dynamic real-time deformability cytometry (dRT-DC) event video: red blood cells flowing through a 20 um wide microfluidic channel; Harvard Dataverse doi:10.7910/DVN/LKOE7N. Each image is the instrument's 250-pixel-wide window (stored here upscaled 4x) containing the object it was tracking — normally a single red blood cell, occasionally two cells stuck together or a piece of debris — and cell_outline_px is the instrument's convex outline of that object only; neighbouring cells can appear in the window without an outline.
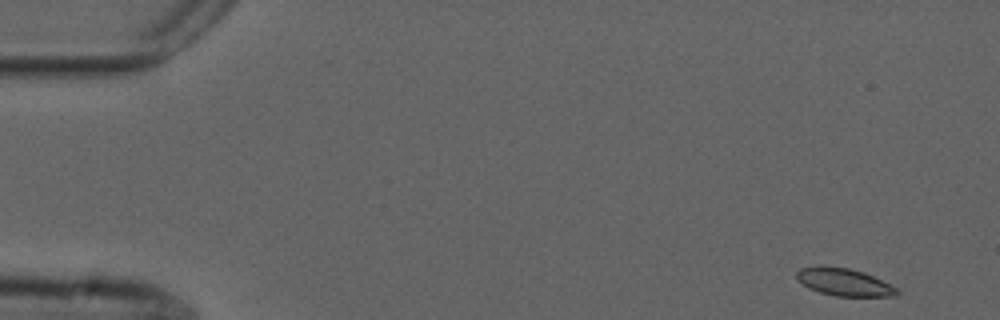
{"species": "common noctule bat (a hibernating species)", "species_latin": "Nyctalus noctula", "temperature_condition": "cold", "stored_images_in_passage": 52, "camera_frame_rate_fps": 3000, "um_per_image_px": 0.085, "animal": {"sex": "male", "forearm_length_mm": 52.5}, "frame": {"image": 1, "passage_image": 1, "time_ms": 0.0, "image_size_px": [1000, 320], "cell_outline_px": [[900, 292], [896, 296], [836, 296], [820, 292], [808, 288], [796, 280], [796, 272], [800, 268], [820, 264], [824, 264], [848, 268], [864, 272], [896, 288]], "centroid_in_image_um": [71.66, 23.95], "position_along_channel_um": 13.3, "area_um2": 16.24}}
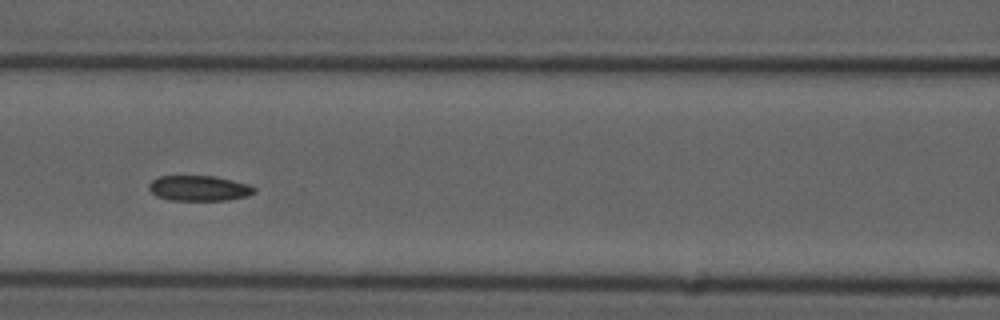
{"frame": {"image": 2, "passage_image": 22, "time_ms": 7.0, "image_size_px": [1000, 320], "cell_outline_px": [[256, 192], [248, 196], [228, 200], [168, 200], [156, 196], [148, 188], [148, 184], [152, 180], [160, 176], [216, 176], [248, 184], [256, 188]], "centroid_in_image_um": [16.92, 16.0], "position_along_channel_um": 149.7, "area_um2": 15.66}}
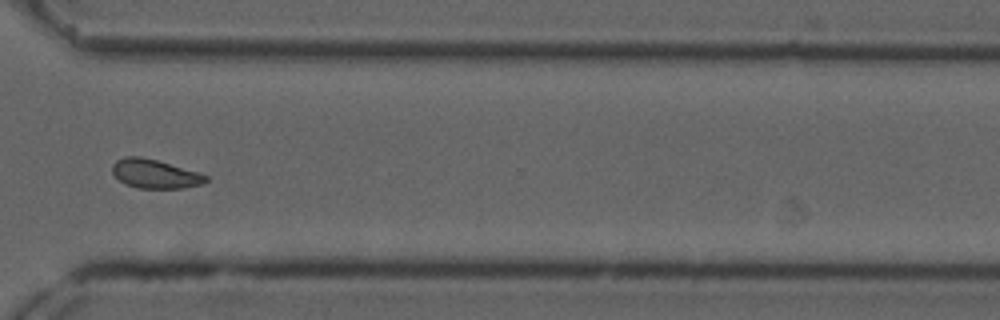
{"frame": {"image": 3, "passage_image": 39, "time_ms": 12.667, "image_size_px": [1000, 320], "cell_outline_px": [[208, 180], [200, 184], [184, 188], [136, 188], [124, 184], [112, 172], [112, 164], [116, 160], [124, 156], [140, 156], [156, 160], [200, 172], [208, 176]], "centroid_in_image_um": [13.16, 14.77], "position_along_channel_um": 357.4, "area_um2": 15.84}, "authors_computed_cell_mechanics": {"area_um2": 16.2707, "velocity_mm_per_s": 3.6668, "shape_relaxation_time_tau1_ms": null, "shape_relaxation_time_tau2_ms": 3.26, "deformation_change_tau1": null, "deformation_change_tau2": 0.0795}}